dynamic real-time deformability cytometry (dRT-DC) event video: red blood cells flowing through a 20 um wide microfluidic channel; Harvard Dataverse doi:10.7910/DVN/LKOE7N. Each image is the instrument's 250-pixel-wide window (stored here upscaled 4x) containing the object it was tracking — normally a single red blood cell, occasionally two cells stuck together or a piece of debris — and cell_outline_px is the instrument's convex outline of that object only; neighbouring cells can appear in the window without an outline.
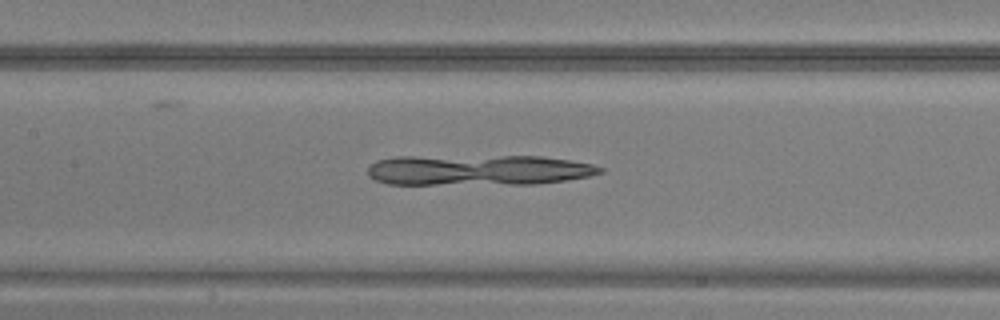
{"species": "common noctule bat (a hibernating species)", "species_latin": "Nyctalus noctula", "temperature_condition": "warm", "stored_images_in_passage": 47, "camera_frame_rate_fps": 3000, "um_per_image_px": 0.085, "animal": {"sex": "male", "body_mass_g": 20.5, "forearm_length_mm": 52.5}, "frame": {"image": 1, "passage_image": 22, "time_ms": 7.0, "image_size_px": [1000, 320], "cell_outline_px": [[604, 172], [588, 176], [568, 180], [532, 184], [388, 184], [376, 180], [368, 176], [368, 168], [376, 160], [396, 156], [540, 156], [568, 160], [592, 164], [604, 168]], "centroid_in_image_um": [40.64, 14.45], "position_along_channel_um": 166.8, "area_um2": 41.62}}
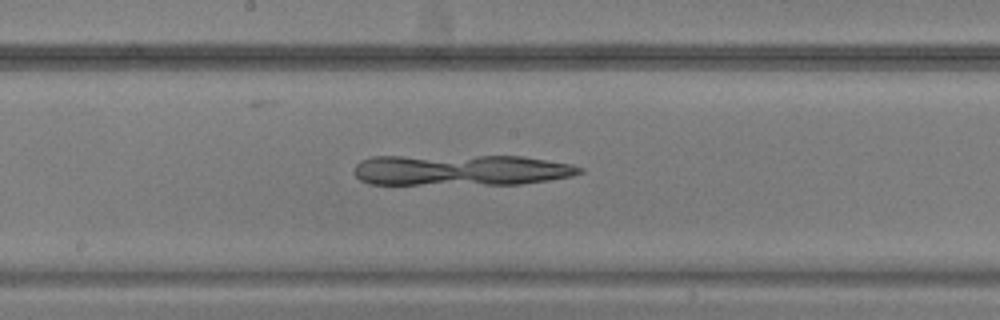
{"frame": {"image": 2, "passage_image": 25, "time_ms": 8.0, "image_size_px": [1000, 320], "cell_outline_px": [[584, 172], [572, 176], [548, 180], [520, 184], [368, 184], [360, 180], [356, 176], [356, 164], [360, 160], [372, 156], [524, 156], [572, 164], [584, 168]], "centroid_in_image_um": [39.2, 14.45], "position_along_channel_um": 209.0, "area_um2": 40.92}}
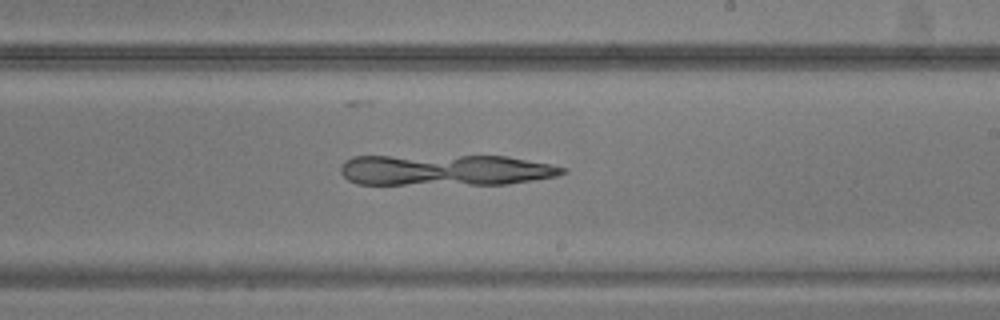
{"frame": {"image": 3, "passage_image": 28, "time_ms": 9.0, "image_size_px": [1000, 320], "cell_outline_px": [[568, 172], [556, 176], [508, 184], [356, 184], [348, 180], [340, 172], [340, 168], [344, 160], [352, 156], [508, 156], [552, 164], [568, 168]], "centroid_in_image_um": [37.87, 14.45], "position_along_channel_um": 251.1, "area_um2": 40.52}}